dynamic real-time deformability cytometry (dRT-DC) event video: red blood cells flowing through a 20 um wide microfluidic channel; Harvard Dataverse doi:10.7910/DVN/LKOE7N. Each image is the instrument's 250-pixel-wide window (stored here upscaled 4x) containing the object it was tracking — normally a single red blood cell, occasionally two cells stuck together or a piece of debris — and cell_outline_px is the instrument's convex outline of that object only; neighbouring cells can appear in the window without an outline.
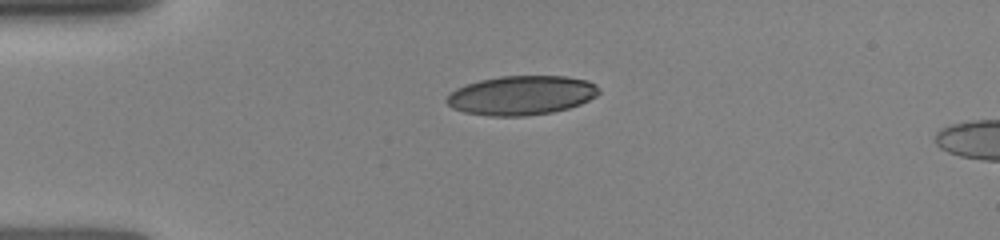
{"species": "human", "species_latin": "Homo sapiens", "temperature_condition": "room temperature", "stored_images_in_passage": 2, "camera_frame_rate_fps": 3000, "um_per_image_px": 0.085, "donor": {"sex": "female"}, "frame": {"image": 1, "passage_image": 1, "time_ms": 0.0, "image_size_px": [1000, 240], "cell_outline_px": [[600, 92], [596, 96], [580, 104], [568, 108], [552, 112], [524, 116], [492, 116], [464, 112], [452, 108], [444, 100], [456, 88], [480, 80], [500, 76], [564, 76], [588, 80], [596, 84], [600, 88]], "centroid_in_image_um": [44.34, 8.1], "position_along_channel_um": 40.7, "area_um2": 34.8}}